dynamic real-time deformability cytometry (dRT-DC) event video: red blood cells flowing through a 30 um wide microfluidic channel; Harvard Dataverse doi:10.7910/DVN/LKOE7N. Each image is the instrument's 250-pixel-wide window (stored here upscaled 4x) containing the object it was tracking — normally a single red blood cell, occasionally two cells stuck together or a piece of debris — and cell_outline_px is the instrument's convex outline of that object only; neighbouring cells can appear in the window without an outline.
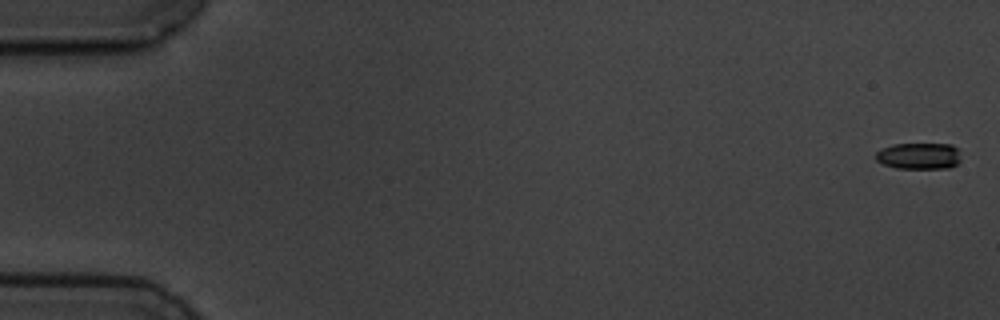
{"species": "common noctule bat (a hibernating species)", "species_latin": "Nyctalus noctula", "temperature_condition": "cold", "stored_images_in_passage": 6, "segment_of_instrument_passage": [1, 2], "camera_frame_rate_fps": 3000, "um_per_image_px": 0.085, "animal": {"sex": "male", "body_mass_g": 19.5, "forearm_length_mm": 54.6}, "frame": {"image": 1, "passage_image": 1, "time_ms": 0.0, "image_size_px": [1000, 320], "cell_outline_px": [[960, 160], [956, 164], [948, 168], [896, 168], [884, 164], [876, 160], [876, 152], [880, 148], [892, 144], [952, 144], [960, 148]], "centroid_in_image_um": [78.13, 13.24], "position_along_channel_um": 6.9, "area_um2": 13.29}}